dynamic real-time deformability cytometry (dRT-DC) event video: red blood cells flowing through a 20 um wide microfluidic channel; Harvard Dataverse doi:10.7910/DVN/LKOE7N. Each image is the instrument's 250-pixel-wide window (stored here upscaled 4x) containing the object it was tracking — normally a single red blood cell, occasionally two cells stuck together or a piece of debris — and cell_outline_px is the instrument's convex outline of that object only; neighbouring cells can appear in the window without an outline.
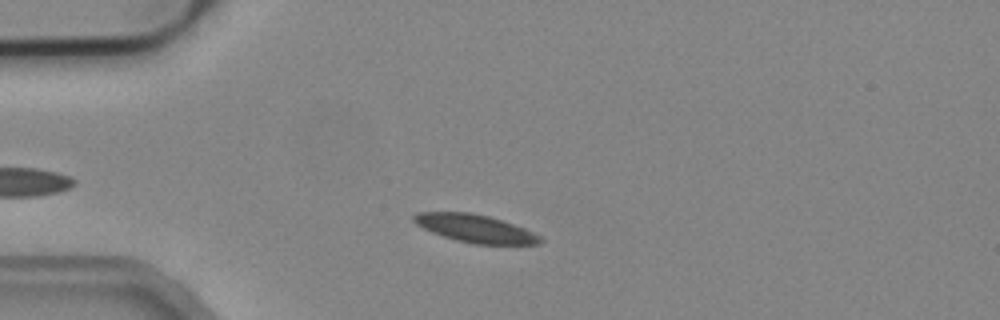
{"species": "common noctule bat (a hibernating species)", "species_latin": "Nyctalus noctula", "temperature_condition": "cold", "stored_images_in_passage": 9, "camera_frame_rate_fps": 3000, "um_per_image_px": 0.085, "animal": {"sex": "male", "body_mass_g": 19.2, "forearm_length_mm": 51.8}, "frame": {"image": 1, "passage_image": 3, "time_ms": 0.667, "image_size_px": [1000, 320], "cell_outline_px": [[544, 240], [540, 244], [472, 244], [456, 240], [432, 232], [416, 224], [412, 220], [412, 216], [416, 212], [472, 212], [488, 216], [524, 228], [540, 236]], "centroid_in_image_um": [40.37, 19.42], "position_along_channel_um": 44.6, "area_um2": 20.4}}